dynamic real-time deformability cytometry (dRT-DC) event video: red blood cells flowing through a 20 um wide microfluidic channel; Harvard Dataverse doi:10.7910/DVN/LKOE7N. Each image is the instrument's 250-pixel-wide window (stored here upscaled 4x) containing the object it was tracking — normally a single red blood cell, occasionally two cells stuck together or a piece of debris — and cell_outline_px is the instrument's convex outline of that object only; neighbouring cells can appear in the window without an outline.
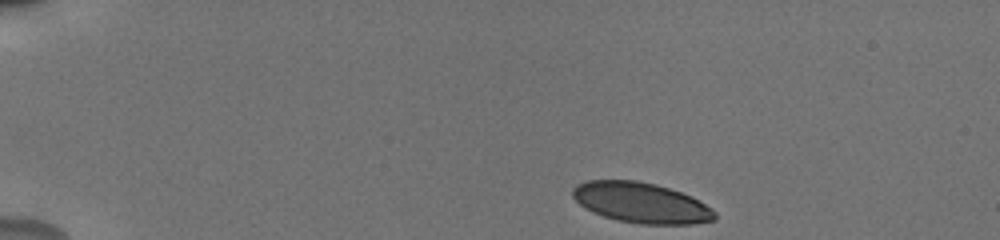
{"species": "human", "species_latin": "Homo sapiens", "temperature_condition": "cold", "stored_images_in_passage": 46, "camera_frame_rate_fps": 3000, "um_per_image_px": 0.085, "donor": {"sex": "male"}, "frame": {"image": 1, "passage_image": 1, "time_ms": 0.0, "image_size_px": [1000, 240], "cell_outline_px": [[716, 220], [692, 224], [640, 224], [616, 220], [592, 212], [584, 208], [572, 196], [572, 188], [576, 184], [588, 180], [636, 180], [656, 184], [692, 196], [712, 208], [716, 212]], "centroid_in_image_um": [54.49, 17.23], "position_along_channel_um": 30.5, "area_um2": 33.7}}
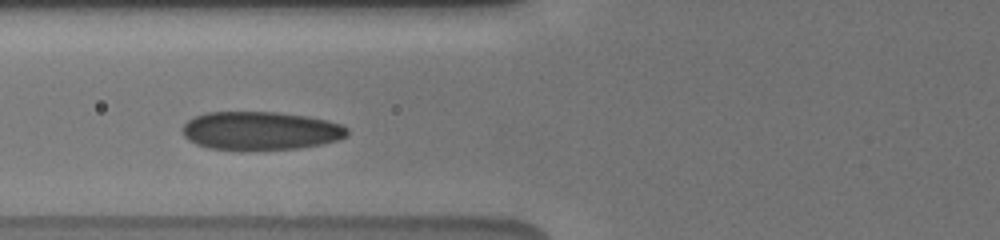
{"frame": {"image": 2, "passage_image": 14, "time_ms": 4.333, "image_size_px": [1000, 240], "cell_outline_px": [[348, 136], [336, 140], [320, 144], [296, 148], [240, 152], [208, 148], [196, 144], [188, 140], [184, 136], [180, 128], [188, 120], [196, 116], [208, 112], [276, 112], [308, 116], [328, 120], [340, 124], [348, 128]], "centroid_in_image_um": [22.1, 11.14], "position_along_channel_um": 103.7, "area_um2": 37.57}}
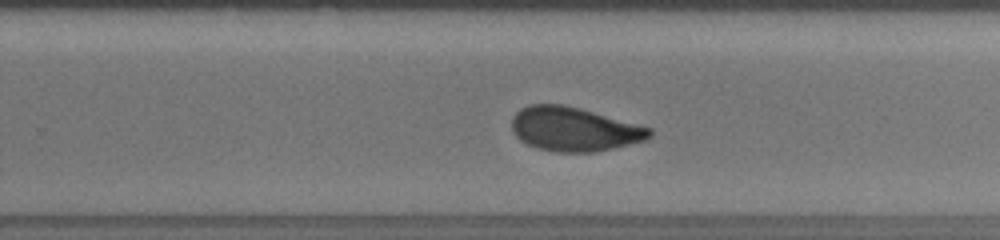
{"frame": {"image": 3, "passage_image": 28, "time_ms": 9.0, "image_size_px": [1000, 240], "cell_outline_px": [[652, 136], [648, 140], [596, 152], [556, 152], [536, 148], [520, 140], [512, 132], [512, 116], [520, 108], [528, 104], [564, 104], [580, 108], [652, 128]], "centroid_in_image_um": [48.79, 10.98], "position_along_channel_um": 281.0, "area_um2": 35.66}, "authors_computed_cell_mechanics": {"area_um2": 35.5181, "velocity_mm_per_s": 3.802, "shape_relaxation_time_tau1_ms": 4.484, "shape_relaxation_time_tau2_ms": 1.1972, "deformation_change_tau1": 0.1422, "deformation_change_tau2": 0.0533}}